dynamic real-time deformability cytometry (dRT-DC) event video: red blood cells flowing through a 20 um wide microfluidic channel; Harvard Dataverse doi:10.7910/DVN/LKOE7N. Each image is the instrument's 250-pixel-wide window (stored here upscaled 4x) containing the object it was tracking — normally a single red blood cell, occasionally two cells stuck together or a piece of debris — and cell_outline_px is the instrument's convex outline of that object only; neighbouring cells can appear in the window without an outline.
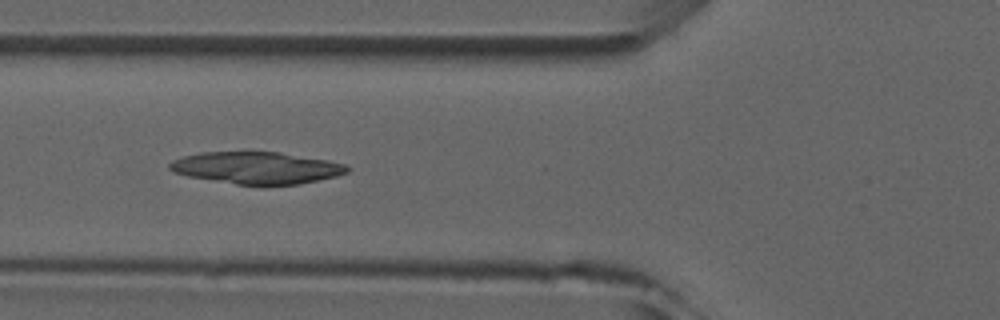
{"species": "common noctule bat (a hibernating species)", "species_latin": "Nyctalus noctula", "temperature_condition": "room temperature", "stored_images_in_passage": 6, "camera_frame_rate_fps": 3000, "um_per_image_px": 0.085, "animal": {"sex": "male", "forearm_length_mm": 52.5}, "frame": {"image": 1, "passage_image": 6, "time_ms": 5.667, "image_size_px": [1000, 320], "cell_outline_px": [[348, 172], [336, 176], [300, 184], [264, 188], [260, 188], [188, 176], [172, 172], [168, 168], [168, 164], [172, 160], [184, 156], [200, 152], [280, 152], [328, 160], [348, 164]], "centroid_in_image_um": [21.83, 14.3], "position_along_channel_um": 104.0, "area_um2": 33.87}}